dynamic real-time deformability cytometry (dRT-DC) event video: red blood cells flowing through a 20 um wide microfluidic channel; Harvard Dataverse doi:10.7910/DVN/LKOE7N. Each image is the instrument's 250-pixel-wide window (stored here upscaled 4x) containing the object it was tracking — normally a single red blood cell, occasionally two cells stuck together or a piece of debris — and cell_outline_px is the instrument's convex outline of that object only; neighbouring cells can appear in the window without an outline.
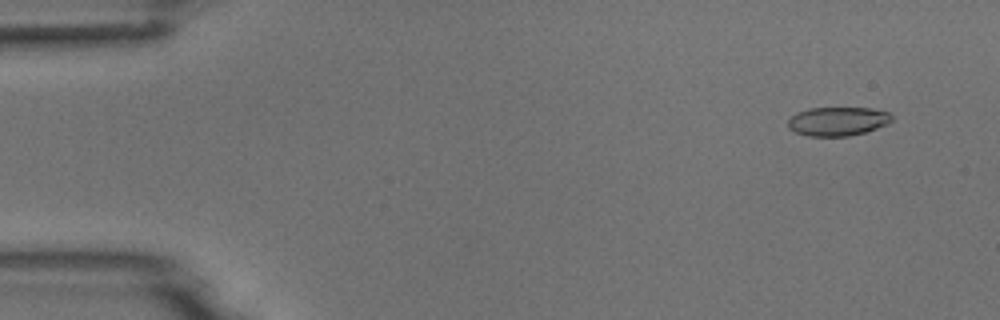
{"species": "common noctule bat (a hibernating species)", "species_latin": "Nyctalus noctula", "temperature_condition": "room temperature", "stored_images_in_passage": 7, "camera_frame_rate_fps": 3000, "um_per_image_px": 0.085, "animal": {"sex": "male", "body_mass_g": 18.8}, "frame": {"image": 1, "passage_image": 2, "time_ms": 1.0, "image_size_px": [1000, 320], "cell_outline_px": [[892, 120], [888, 124], [864, 132], [848, 136], [808, 136], [796, 132], [788, 128], [788, 120], [796, 112], [808, 108], [872, 108], [888, 112], [892, 116]], "centroid_in_image_um": [71.19, 10.3], "position_along_channel_um": 13.8, "area_um2": 17.46}}
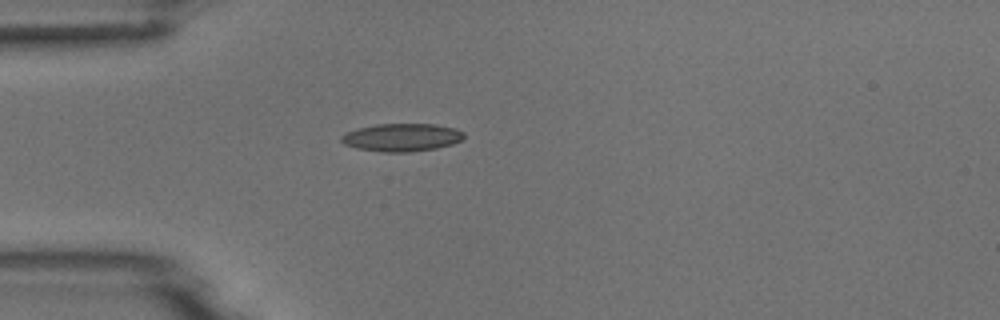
{"frame": {"image": 2, "passage_image": 5, "time_ms": 4.667, "image_size_px": [1000, 320], "cell_outline_px": [[464, 136], [460, 140], [452, 144], [436, 148], [408, 152], [384, 152], [356, 148], [344, 144], [340, 140], [340, 136], [344, 132], [356, 128], [376, 124], [436, 124], [456, 128], [464, 132]], "centroid_in_image_um": [34.11, 11.67], "position_along_channel_um": 50.9, "area_um2": 20.06}}